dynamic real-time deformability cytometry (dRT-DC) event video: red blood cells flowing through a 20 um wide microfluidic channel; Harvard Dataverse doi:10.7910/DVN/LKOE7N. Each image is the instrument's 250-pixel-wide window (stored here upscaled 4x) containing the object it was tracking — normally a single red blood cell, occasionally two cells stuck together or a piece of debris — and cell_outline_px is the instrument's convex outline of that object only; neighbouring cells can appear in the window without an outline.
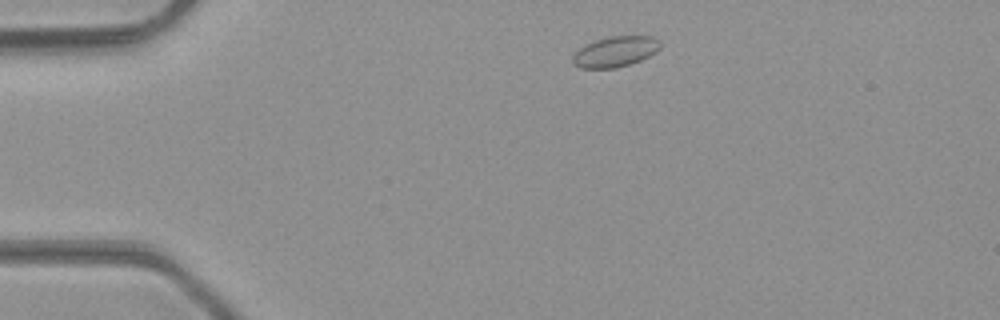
{"species": "common noctule bat (a hibernating species)", "species_latin": "Nyctalus noctula", "temperature_condition": "room temperature", "stored_images_in_passage": 42, "camera_frame_rate_fps": 3000, "um_per_image_px": 0.085, "animal": {"sex": "male", "body_mass_g": 23.1, "forearm_length_mm": 52.7}, "frame": {"image": 1, "passage_image": 3, "time_ms": 0.667, "image_size_px": [1000, 320], "cell_outline_px": [[660, 48], [656, 52], [640, 60], [616, 68], [580, 68], [572, 64], [572, 56], [584, 44], [592, 40], [608, 36], [652, 36], [660, 40]], "centroid_in_image_um": [52.27, 4.38], "position_along_channel_um": 32.7, "area_um2": 15.72}}
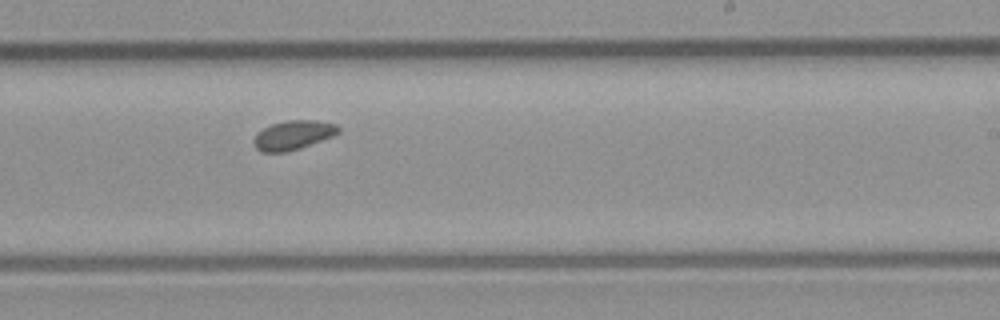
{"frame": {"image": 2, "passage_image": 23, "time_ms": 7.333, "image_size_px": [1000, 320], "cell_outline_px": [[340, 132], [332, 136], [300, 148], [288, 152], [260, 152], [256, 148], [252, 140], [256, 132], [272, 124], [288, 120], [316, 120], [336, 124], [340, 128]], "centroid_in_image_um": [24.89, 11.48], "position_along_channel_um": 264.1, "area_um2": 14.45}}
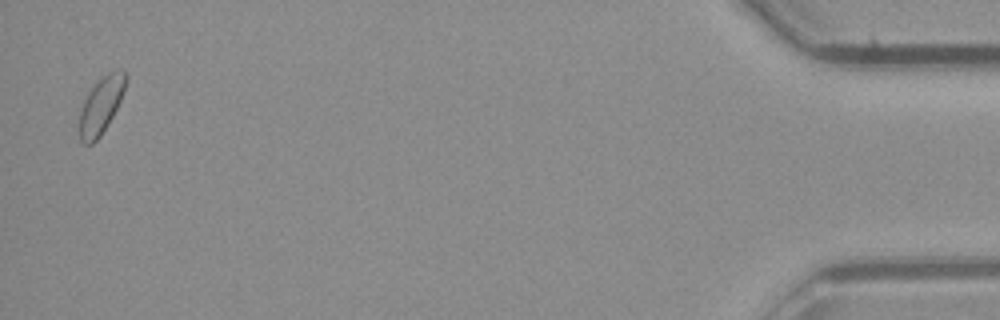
{"frame": {"image": 3, "passage_image": 41, "time_ms": 13.333, "image_size_px": [1000, 320], "cell_outline_px": [[128, 80], [120, 100], [108, 124], [100, 136], [92, 144], [84, 144], [80, 140], [80, 112], [84, 100], [88, 92], [108, 72], [120, 68], [128, 76]], "centroid_in_image_um": [8.61, 8.94], "position_along_channel_um": 426.6, "area_um2": 15.03}, "authors_computed_cell_mechanics": {"area_um2": 14.5367, "velocity_mm_per_s": 4.2524, "shape_relaxation_time_tau1_ms": null, "shape_relaxation_time_tau2_ms": 5.1334, "deformation_change_tau1": null, "deformation_change_tau2": 0.0581}}